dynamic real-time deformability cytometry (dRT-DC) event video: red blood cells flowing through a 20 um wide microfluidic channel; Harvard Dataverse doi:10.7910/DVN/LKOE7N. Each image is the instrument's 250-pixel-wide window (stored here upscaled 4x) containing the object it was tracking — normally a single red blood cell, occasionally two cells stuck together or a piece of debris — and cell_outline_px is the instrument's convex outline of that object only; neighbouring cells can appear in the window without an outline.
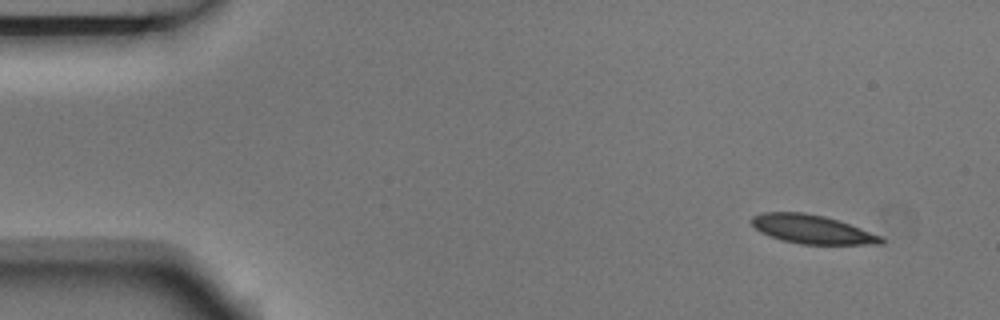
{"species": "Egyptian fruit bat (a non-hibernating species)", "species_latin": "Rousettus aegyptiacus", "temperature_condition": "room temperature", "stored_images_in_passage": 8, "camera_frame_rate_fps": 3000, "um_per_image_px": 0.085, "animal": {"sex": "male"}, "frame": {"image": 1, "passage_image": 1, "time_ms": 0.0, "image_size_px": [1000, 320], "cell_outline_px": [[884, 244], [800, 244], [780, 240], [768, 236], [760, 232], [752, 224], [752, 216], [760, 212], [804, 212], [824, 216], [884, 236]], "centroid_in_image_um": [69.01, 19.49], "position_along_channel_um": 16.0, "area_um2": 21.73}}
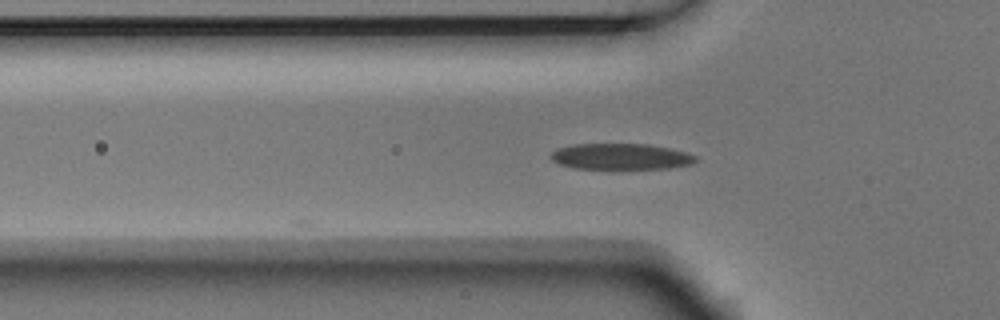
{"frame": {"image": 2, "passage_image": 4, "time_ms": 1.0, "image_size_px": [1000, 320], "cell_outline_px": [[696, 160], [692, 164], [668, 168], [612, 172], [576, 168], [560, 164], [552, 160], [548, 156], [556, 148], [572, 144], [648, 144], [688, 152], [696, 156]], "centroid_in_image_um": [52.74, 13.35], "position_along_channel_um": 73.1, "area_um2": 23.18}}
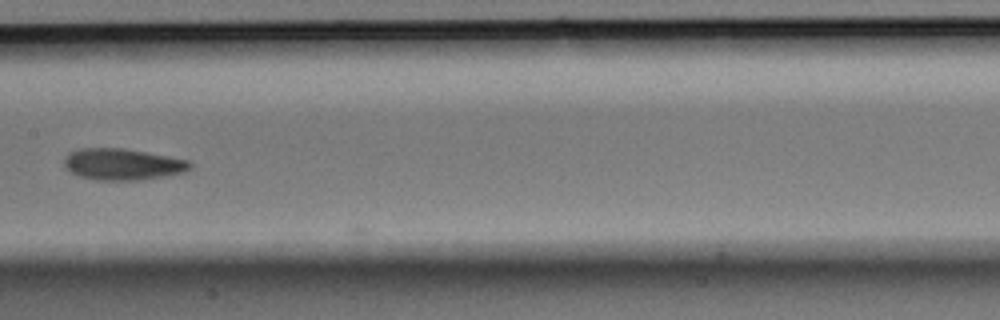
{"frame": {"image": 3, "passage_image": 7, "time_ms": 2.0, "image_size_px": [1000, 320], "cell_outline_px": [[192, 168], [184, 172], [168, 176], [136, 180], [96, 180], [80, 176], [64, 168], [64, 156], [68, 152], [80, 148], [124, 148], [168, 156], [188, 160], [192, 164]], "centroid_in_image_um": [10.41, 13.96], "position_along_channel_um": 197.0, "area_um2": 23.24}}